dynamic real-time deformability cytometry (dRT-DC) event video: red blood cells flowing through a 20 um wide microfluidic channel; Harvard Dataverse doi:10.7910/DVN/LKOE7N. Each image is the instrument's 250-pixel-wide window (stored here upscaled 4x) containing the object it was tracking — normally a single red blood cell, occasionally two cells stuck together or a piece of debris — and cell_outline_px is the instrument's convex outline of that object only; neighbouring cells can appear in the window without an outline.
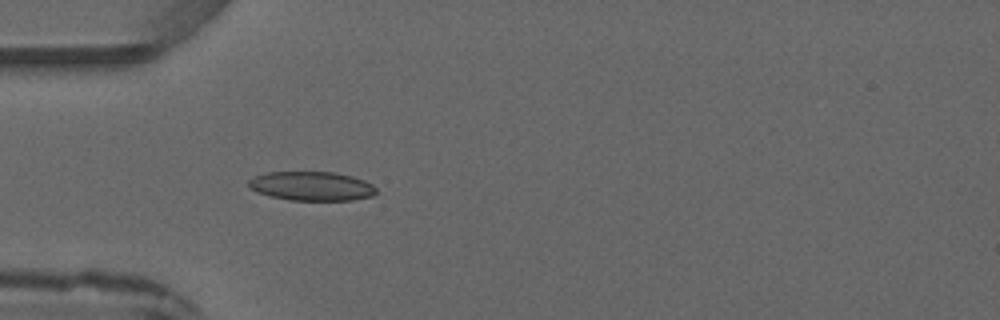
{"species": "common noctule bat (a hibernating species)", "species_latin": "Nyctalus noctula", "temperature_condition": "warm", "stored_images_in_passage": 4, "camera_frame_rate_fps": 3000, "um_per_image_px": 0.085, "animal": {"sex": "male", "forearm_length_mm": 52.5}, "frame": {"image": 1, "passage_image": 4, "time_ms": 3.667, "image_size_px": [1000, 320], "cell_outline_px": [[376, 192], [372, 196], [352, 200], [288, 200], [272, 196], [260, 192], [252, 188], [248, 184], [248, 180], [256, 176], [268, 172], [336, 172], [352, 176], [364, 180], [372, 184], [376, 188]], "centroid_in_image_um": [26.53, 15.81], "position_along_channel_um": 58.5, "area_um2": 21.44}}